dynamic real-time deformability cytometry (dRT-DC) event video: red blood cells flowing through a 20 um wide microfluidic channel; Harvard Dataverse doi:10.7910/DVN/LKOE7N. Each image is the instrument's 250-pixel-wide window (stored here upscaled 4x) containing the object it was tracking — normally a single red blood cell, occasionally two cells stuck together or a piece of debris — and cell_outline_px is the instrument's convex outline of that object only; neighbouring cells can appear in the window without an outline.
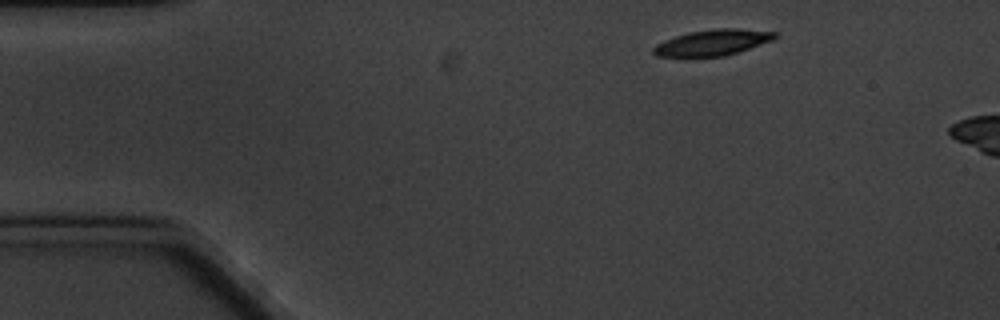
{"species": "common noctule bat (a hibernating species)", "species_latin": "Nyctalus noctula", "temperature_condition": "cold", "stored_images_in_passage": 3, "camera_frame_rate_fps": 3000, "um_per_image_px": 0.085, "animal": {"sex": "male", "body_mass_g": 20.1, "forearm_length_mm": 53.5}, "frame": {"image": 1, "passage_image": 1, "time_ms": 0.0, "image_size_px": [1000, 320], "cell_outline_px": [[780, 36], [772, 40], [740, 52], [724, 56], [656, 56], [652, 52], [652, 48], [656, 44], [664, 40], [688, 32], [712, 28], [736, 28], [780, 32]], "centroid_in_image_um": [60.62, 3.6], "position_along_channel_um": 24.4, "area_um2": 18.55}}